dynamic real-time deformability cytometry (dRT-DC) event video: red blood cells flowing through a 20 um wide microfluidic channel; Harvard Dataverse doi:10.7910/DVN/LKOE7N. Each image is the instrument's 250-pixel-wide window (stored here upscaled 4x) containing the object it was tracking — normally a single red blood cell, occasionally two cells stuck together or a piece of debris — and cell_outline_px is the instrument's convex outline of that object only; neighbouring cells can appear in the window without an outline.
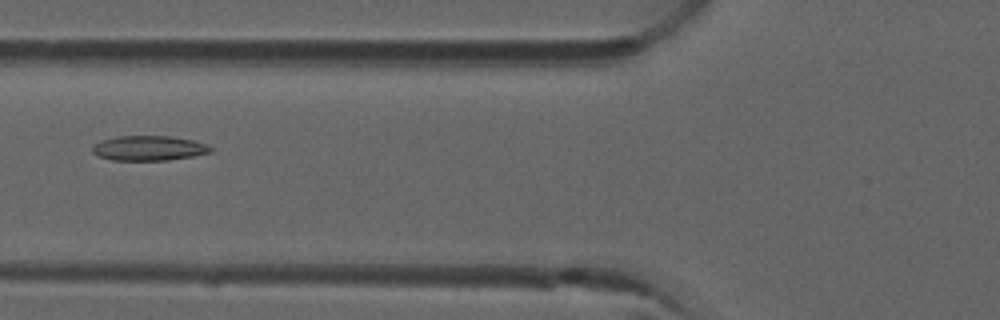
{"species": "common noctule bat (a hibernating species)", "species_latin": "Nyctalus noctula", "temperature_condition": "room temperature", "stored_images_in_passage": 4, "camera_frame_rate_fps": 3000, "um_per_image_px": 0.085, "animal": {"sex": "male", "forearm_length_mm": 52.5}, "frame": {"image": 1, "passage_image": 4, "time_ms": 1.0, "image_size_px": [1000, 320], "cell_outline_px": [[212, 152], [192, 156], [168, 160], [112, 160], [96, 156], [92, 152], [92, 144], [100, 140], [116, 136], [172, 136], [192, 140], [208, 144], [212, 148]], "centroid_in_image_um": [12.61, 12.59], "position_along_channel_um": 113.2, "area_um2": 17.34}}